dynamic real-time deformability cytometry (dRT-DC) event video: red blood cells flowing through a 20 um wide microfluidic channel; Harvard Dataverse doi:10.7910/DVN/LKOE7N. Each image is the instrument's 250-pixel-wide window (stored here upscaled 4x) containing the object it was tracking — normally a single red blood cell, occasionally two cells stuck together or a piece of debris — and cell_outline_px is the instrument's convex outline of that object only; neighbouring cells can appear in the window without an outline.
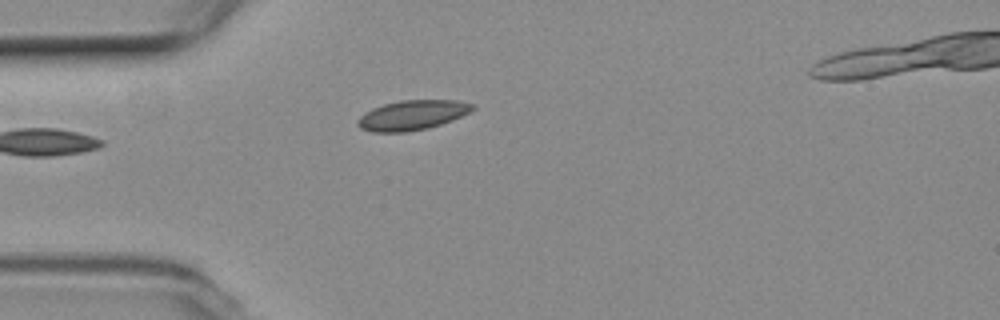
{"species": "common noctule bat (a hibernating species)", "species_latin": "Nyctalus noctula", "temperature_condition": "room temperature", "stored_images_in_passage": 22, "camera_frame_rate_fps": 3000, "um_per_image_px": 0.085, "animal": {"sex": "female", "body_mass_g": 19.3, "forearm_length_mm": 54.1}, "frame": {"image": 1, "passage_image": 1, "time_ms": 0.0, "image_size_px": [1000, 320], "cell_outline_px": [[476, 108], [452, 120], [428, 128], [404, 132], [372, 132], [360, 128], [356, 124], [356, 120], [364, 112], [372, 108], [384, 104], [400, 100], [456, 100], [472, 104]], "centroid_in_image_um": [34.98, 9.78], "position_along_channel_um": 50.0, "area_um2": 19.88}}
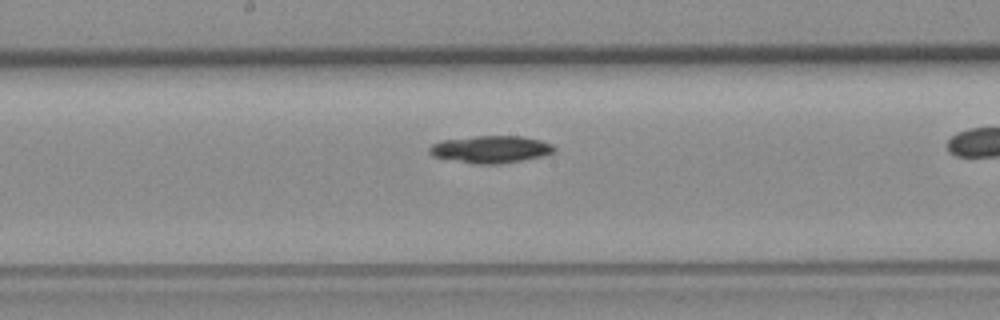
{"frame": {"image": 2, "passage_image": 11, "time_ms": 3.333, "image_size_px": [1000, 320], "cell_outline_px": [[556, 152], [544, 156], [500, 164], [472, 164], [432, 156], [428, 152], [428, 148], [432, 144], [440, 140], [476, 136], [524, 136], [540, 140], [552, 144], [556, 148]], "centroid_in_image_um": [41.72, 12.69], "position_along_channel_um": 206.5, "area_um2": 20.11}}
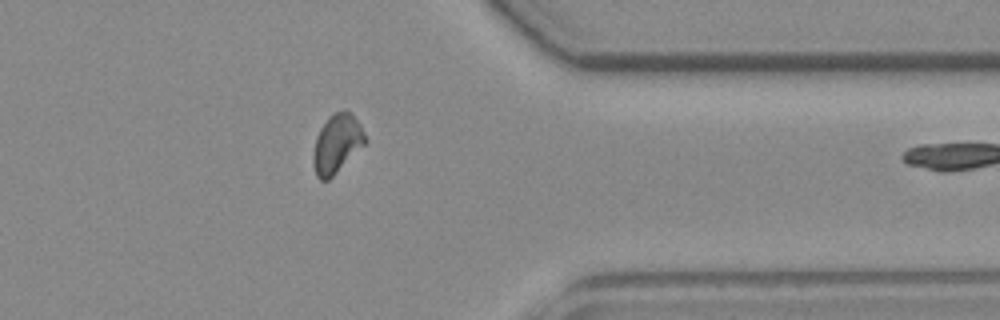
{"frame": {"image": 3, "passage_image": 21, "time_ms": 6.667, "image_size_px": [1000, 320], "cell_outline_px": [[368, 140], [328, 180], [320, 180], [316, 176], [312, 164], [312, 152], [316, 136], [320, 128], [336, 112], [348, 112], [360, 124]], "centroid_in_image_um": [28.6, 12.26], "position_along_channel_um": 382.8, "area_um2": 17.28}}